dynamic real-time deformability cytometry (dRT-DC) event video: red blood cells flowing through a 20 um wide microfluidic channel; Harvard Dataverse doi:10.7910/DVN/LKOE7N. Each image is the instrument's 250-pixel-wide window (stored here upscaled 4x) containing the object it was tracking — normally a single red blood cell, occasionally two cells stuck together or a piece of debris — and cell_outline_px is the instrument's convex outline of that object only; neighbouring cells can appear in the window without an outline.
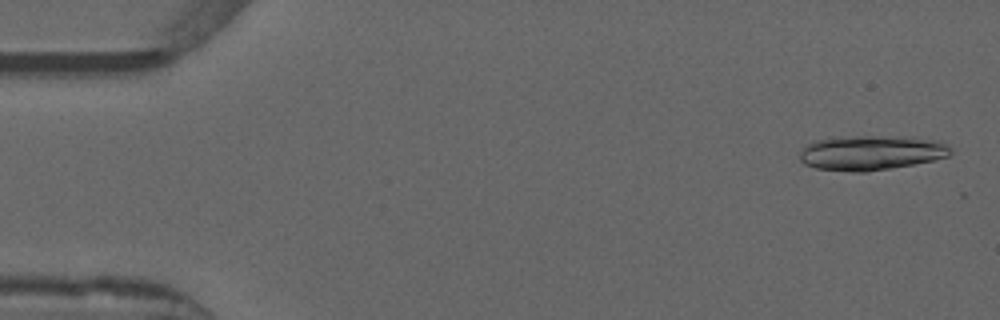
{"species": "common noctule bat (a hibernating species)", "species_latin": "Nyctalus noctula", "temperature_condition": "warm", "stored_images_in_passage": 12, "camera_frame_rate_fps": 3000, "um_per_image_px": 0.085, "animal": {"sex": "male", "forearm_length_mm": 52.5}, "frame": {"image": 1, "passage_image": 1, "time_ms": 0.0, "image_size_px": [1000, 320], "cell_outline_px": [[952, 152], [948, 156], [932, 160], [912, 164], [868, 172], [852, 172], [816, 168], [804, 164], [800, 160], [800, 152], [804, 144], [812, 140], [832, 136], [912, 136], [940, 140], [948, 144], [952, 148]], "centroid_in_image_um": [74.03, 12.95], "position_along_channel_um": 11.0, "area_um2": 31.33}}